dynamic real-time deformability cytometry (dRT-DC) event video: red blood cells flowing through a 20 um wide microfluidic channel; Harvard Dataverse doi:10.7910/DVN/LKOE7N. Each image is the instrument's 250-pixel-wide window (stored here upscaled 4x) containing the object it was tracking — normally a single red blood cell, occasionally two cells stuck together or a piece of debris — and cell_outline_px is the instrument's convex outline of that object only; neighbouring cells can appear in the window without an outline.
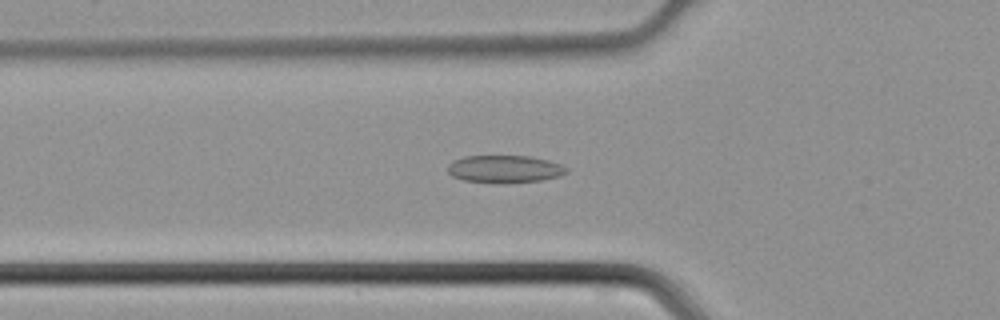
{"species": "common noctule bat (a hibernating species)", "species_latin": "Nyctalus noctula", "temperature_condition": "cold", "stored_images_in_passage": 45, "camera_frame_rate_fps": 3000, "um_per_image_px": 0.085, "animal": {"sex": "male", "body_mass_g": 21.5, "forearm_length_mm": 52.0}, "frame": {"image": 1, "passage_image": 16, "time_ms": 5.0, "image_size_px": [1000, 320], "cell_outline_px": [[568, 172], [560, 176], [540, 180], [504, 184], [496, 184], [464, 180], [452, 176], [448, 172], [448, 164], [452, 160], [464, 156], [532, 156], [548, 160], [560, 164], [568, 168]], "centroid_in_image_um": [42.88, 14.37], "position_along_channel_um": 82.9, "area_um2": 19.36}}
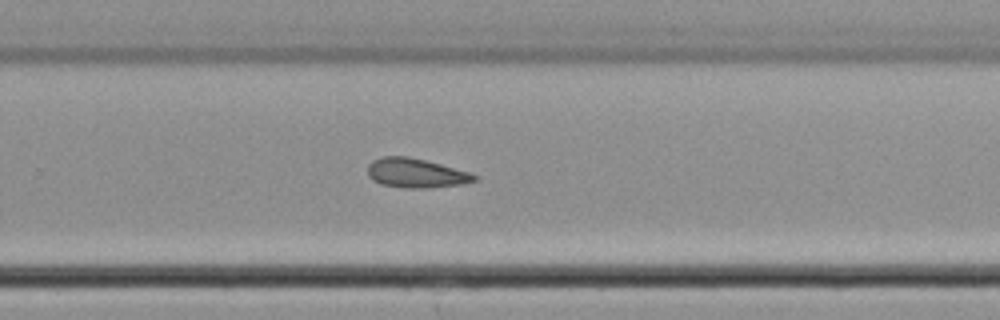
{"frame": {"image": 2, "passage_image": 30, "time_ms": 9.667, "image_size_px": [1000, 320], "cell_outline_px": [[476, 180], [460, 184], [424, 188], [404, 188], [380, 184], [372, 180], [368, 176], [368, 164], [372, 160], [384, 156], [408, 156], [440, 164], [468, 172], [476, 176]], "centroid_in_image_um": [35.27, 14.71], "position_along_channel_um": 294.5, "area_um2": 18.03}}
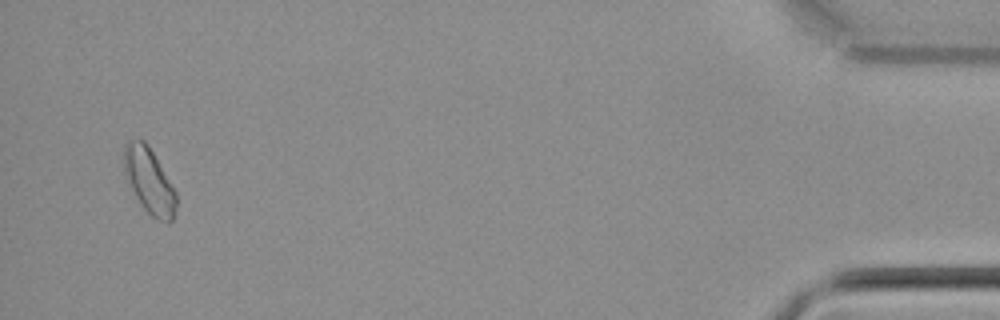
{"frame": {"image": 3, "passage_image": 44, "time_ms": 14.333, "image_size_px": [1000, 320], "cell_outline_px": [[176, 208], [172, 220], [168, 224], [152, 216], [140, 204], [132, 188], [124, 168], [124, 144], [128, 140], [144, 140], [148, 144], [176, 192]], "centroid_in_image_um": [12.7, 15.37], "position_along_channel_um": 422.5, "area_um2": 19.48}}